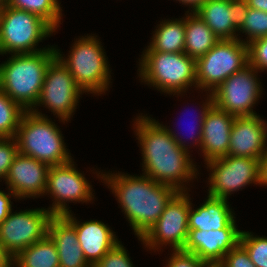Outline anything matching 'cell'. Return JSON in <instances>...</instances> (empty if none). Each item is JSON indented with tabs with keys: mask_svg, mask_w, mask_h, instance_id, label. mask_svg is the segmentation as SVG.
<instances>
[{
	"mask_svg": "<svg viewBox=\"0 0 267 267\" xmlns=\"http://www.w3.org/2000/svg\"><path fill=\"white\" fill-rule=\"evenodd\" d=\"M142 114L132 121L142 154V174L178 192L190 191L188 183H193L199 174L192 154L176 143L164 124Z\"/></svg>",
	"mask_w": 267,
	"mask_h": 267,
	"instance_id": "6da1fadb",
	"label": "cell"
},
{
	"mask_svg": "<svg viewBox=\"0 0 267 267\" xmlns=\"http://www.w3.org/2000/svg\"><path fill=\"white\" fill-rule=\"evenodd\" d=\"M94 171L116 197L137 238H141L157 222L166 205L178 193L175 188L157 183L144 174Z\"/></svg>",
	"mask_w": 267,
	"mask_h": 267,
	"instance_id": "7a4b0ae2",
	"label": "cell"
},
{
	"mask_svg": "<svg viewBox=\"0 0 267 267\" xmlns=\"http://www.w3.org/2000/svg\"><path fill=\"white\" fill-rule=\"evenodd\" d=\"M56 57L54 46L30 54H13L0 64V89L30 111L37 103L45 74Z\"/></svg>",
	"mask_w": 267,
	"mask_h": 267,
	"instance_id": "3957f363",
	"label": "cell"
},
{
	"mask_svg": "<svg viewBox=\"0 0 267 267\" xmlns=\"http://www.w3.org/2000/svg\"><path fill=\"white\" fill-rule=\"evenodd\" d=\"M140 56L138 77L147 86L177 98L196 88V60L184 52H158L147 45Z\"/></svg>",
	"mask_w": 267,
	"mask_h": 267,
	"instance_id": "277c9868",
	"label": "cell"
},
{
	"mask_svg": "<svg viewBox=\"0 0 267 267\" xmlns=\"http://www.w3.org/2000/svg\"><path fill=\"white\" fill-rule=\"evenodd\" d=\"M54 48L58 60L69 70L85 94L101 96L111 87L110 64L97 35L79 36L67 56L56 45Z\"/></svg>",
	"mask_w": 267,
	"mask_h": 267,
	"instance_id": "5b68a950",
	"label": "cell"
},
{
	"mask_svg": "<svg viewBox=\"0 0 267 267\" xmlns=\"http://www.w3.org/2000/svg\"><path fill=\"white\" fill-rule=\"evenodd\" d=\"M19 153L49 166L72 160L59 126L40 111H26L16 133Z\"/></svg>",
	"mask_w": 267,
	"mask_h": 267,
	"instance_id": "8992f818",
	"label": "cell"
},
{
	"mask_svg": "<svg viewBox=\"0 0 267 267\" xmlns=\"http://www.w3.org/2000/svg\"><path fill=\"white\" fill-rule=\"evenodd\" d=\"M54 32L38 15L6 5L0 11V55L30 54L49 49L50 46H37Z\"/></svg>",
	"mask_w": 267,
	"mask_h": 267,
	"instance_id": "52a82bcc",
	"label": "cell"
},
{
	"mask_svg": "<svg viewBox=\"0 0 267 267\" xmlns=\"http://www.w3.org/2000/svg\"><path fill=\"white\" fill-rule=\"evenodd\" d=\"M249 64L248 46L239 39L219 40L196 60V91L213 92L232 74Z\"/></svg>",
	"mask_w": 267,
	"mask_h": 267,
	"instance_id": "ba28073f",
	"label": "cell"
},
{
	"mask_svg": "<svg viewBox=\"0 0 267 267\" xmlns=\"http://www.w3.org/2000/svg\"><path fill=\"white\" fill-rule=\"evenodd\" d=\"M191 197L188 192H178L166 205L160 218L150 229L138 238L145 249L161 252L165 246L172 250H183L188 238V212Z\"/></svg>",
	"mask_w": 267,
	"mask_h": 267,
	"instance_id": "9c48e42d",
	"label": "cell"
},
{
	"mask_svg": "<svg viewBox=\"0 0 267 267\" xmlns=\"http://www.w3.org/2000/svg\"><path fill=\"white\" fill-rule=\"evenodd\" d=\"M84 92L77 86L69 70L55 57L48 65L39 99L30 111L46 107L65 124L75 114L80 95Z\"/></svg>",
	"mask_w": 267,
	"mask_h": 267,
	"instance_id": "30bf717a",
	"label": "cell"
},
{
	"mask_svg": "<svg viewBox=\"0 0 267 267\" xmlns=\"http://www.w3.org/2000/svg\"><path fill=\"white\" fill-rule=\"evenodd\" d=\"M260 159L226 155L205 163L210 172L208 196L227 199L247 185L259 184Z\"/></svg>",
	"mask_w": 267,
	"mask_h": 267,
	"instance_id": "8fae6325",
	"label": "cell"
},
{
	"mask_svg": "<svg viewBox=\"0 0 267 267\" xmlns=\"http://www.w3.org/2000/svg\"><path fill=\"white\" fill-rule=\"evenodd\" d=\"M73 160L49 168L44 195L53 198L52 205L47 208L52 215L70 213L72 210L69 209V203L88 204L95 199L93 185L84 173L78 171Z\"/></svg>",
	"mask_w": 267,
	"mask_h": 267,
	"instance_id": "7c38bea8",
	"label": "cell"
},
{
	"mask_svg": "<svg viewBox=\"0 0 267 267\" xmlns=\"http://www.w3.org/2000/svg\"><path fill=\"white\" fill-rule=\"evenodd\" d=\"M257 77L250 64L232 74L212 92L214 105L233 116L256 115L253 109L264 89Z\"/></svg>",
	"mask_w": 267,
	"mask_h": 267,
	"instance_id": "4fadbf2b",
	"label": "cell"
},
{
	"mask_svg": "<svg viewBox=\"0 0 267 267\" xmlns=\"http://www.w3.org/2000/svg\"><path fill=\"white\" fill-rule=\"evenodd\" d=\"M52 216L47 208L42 207L10 212L0 224V240L11 258L48 234Z\"/></svg>",
	"mask_w": 267,
	"mask_h": 267,
	"instance_id": "5bb4252c",
	"label": "cell"
},
{
	"mask_svg": "<svg viewBox=\"0 0 267 267\" xmlns=\"http://www.w3.org/2000/svg\"><path fill=\"white\" fill-rule=\"evenodd\" d=\"M236 217L225 227L218 230L189 229L183 250L194 253L208 266H217L225 254L240 243L242 230H238Z\"/></svg>",
	"mask_w": 267,
	"mask_h": 267,
	"instance_id": "9a60e30c",
	"label": "cell"
},
{
	"mask_svg": "<svg viewBox=\"0 0 267 267\" xmlns=\"http://www.w3.org/2000/svg\"><path fill=\"white\" fill-rule=\"evenodd\" d=\"M49 168L31 156L18 153L4 179L7 190L18 200L44 196Z\"/></svg>",
	"mask_w": 267,
	"mask_h": 267,
	"instance_id": "2e32d148",
	"label": "cell"
},
{
	"mask_svg": "<svg viewBox=\"0 0 267 267\" xmlns=\"http://www.w3.org/2000/svg\"><path fill=\"white\" fill-rule=\"evenodd\" d=\"M267 152V121L260 115L235 116L228 155L261 159Z\"/></svg>",
	"mask_w": 267,
	"mask_h": 267,
	"instance_id": "e0dca14e",
	"label": "cell"
},
{
	"mask_svg": "<svg viewBox=\"0 0 267 267\" xmlns=\"http://www.w3.org/2000/svg\"><path fill=\"white\" fill-rule=\"evenodd\" d=\"M70 213L64 216L74 225L78 243L83 251L86 261L94 266L109 250L120 240L107 224L98 220L81 222Z\"/></svg>",
	"mask_w": 267,
	"mask_h": 267,
	"instance_id": "ac0fdd59",
	"label": "cell"
},
{
	"mask_svg": "<svg viewBox=\"0 0 267 267\" xmlns=\"http://www.w3.org/2000/svg\"><path fill=\"white\" fill-rule=\"evenodd\" d=\"M235 116L213 105L206 114L202 126L200 153L204 163L228 155L230 131Z\"/></svg>",
	"mask_w": 267,
	"mask_h": 267,
	"instance_id": "d6986e66",
	"label": "cell"
},
{
	"mask_svg": "<svg viewBox=\"0 0 267 267\" xmlns=\"http://www.w3.org/2000/svg\"><path fill=\"white\" fill-rule=\"evenodd\" d=\"M48 235L57 247L60 267H92L84 257L74 225L64 215L51 217Z\"/></svg>",
	"mask_w": 267,
	"mask_h": 267,
	"instance_id": "ffe728a7",
	"label": "cell"
},
{
	"mask_svg": "<svg viewBox=\"0 0 267 267\" xmlns=\"http://www.w3.org/2000/svg\"><path fill=\"white\" fill-rule=\"evenodd\" d=\"M227 199L207 195L204 203L196 209L191 202L188 212V229L218 230L225 228L234 218L235 213Z\"/></svg>",
	"mask_w": 267,
	"mask_h": 267,
	"instance_id": "44dd1931",
	"label": "cell"
},
{
	"mask_svg": "<svg viewBox=\"0 0 267 267\" xmlns=\"http://www.w3.org/2000/svg\"><path fill=\"white\" fill-rule=\"evenodd\" d=\"M194 13L219 40L238 39V28L232 23L231 0H207Z\"/></svg>",
	"mask_w": 267,
	"mask_h": 267,
	"instance_id": "7402d4cb",
	"label": "cell"
},
{
	"mask_svg": "<svg viewBox=\"0 0 267 267\" xmlns=\"http://www.w3.org/2000/svg\"><path fill=\"white\" fill-rule=\"evenodd\" d=\"M218 37L194 12L185 13L184 53L197 60L206 54L217 42Z\"/></svg>",
	"mask_w": 267,
	"mask_h": 267,
	"instance_id": "603a6c76",
	"label": "cell"
},
{
	"mask_svg": "<svg viewBox=\"0 0 267 267\" xmlns=\"http://www.w3.org/2000/svg\"><path fill=\"white\" fill-rule=\"evenodd\" d=\"M149 47L153 51L166 53L184 52L185 16L176 19H164L156 25Z\"/></svg>",
	"mask_w": 267,
	"mask_h": 267,
	"instance_id": "cb8c5ba5",
	"label": "cell"
},
{
	"mask_svg": "<svg viewBox=\"0 0 267 267\" xmlns=\"http://www.w3.org/2000/svg\"><path fill=\"white\" fill-rule=\"evenodd\" d=\"M13 267H60L57 247L47 234L12 258Z\"/></svg>",
	"mask_w": 267,
	"mask_h": 267,
	"instance_id": "d4e9b609",
	"label": "cell"
},
{
	"mask_svg": "<svg viewBox=\"0 0 267 267\" xmlns=\"http://www.w3.org/2000/svg\"><path fill=\"white\" fill-rule=\"evenodd\" d=\"M61 2L56 0H7V5L33 13L45 20L55 31L62 19Z\"/></svg>",
	"mask_w": 267,
	"mask_h": 267,
	"instance_id": "484cf974",
	"label": "cell"
},
{
	"mask_svg": "<svg viewBox=\"0 0 267 267\" xmlns=\"http://www.w3.org/2000/svg\"><path fill=\"white\" fill-rule=\"evenodd\" d=\"M26 110L0 89V138L16 136Z\"/></svg>",
	"mask_w": 267,
	"mask_h": 267,
	"instance_id": "4316f807",
	"label": "cell"
},
{
	"mask_svg": "<svg viewBox=\"0 0 267 267\" xmlns=\"http://www.w3.org/2000/svg\"><path fill=\"white\" fill-rule=\"evenodd\" d=\"M206 95L207 96H206L205 102L202 101L201 103H203V104H201L199 106V110L200 111L197 110L199 112L198 113L199 116L196 115V118H198V119L195 118L196 124L194 123L195 125L193 124L194 126L193 125L191 126V131L190 132H192V134L190 135V139L189 140L190 141L192 140V141L190 142V145H188L189 142H187L186 140H184L185 138H182L183 135L180 136L181 134L180 135H179V133L177 134L176 133V130L173 131V129L170 128V125L169 126H167V125L164 126L167 129V131L170 133V135L173 137V139L176 141V143L181 148H183L184 150H186L189 153L191 152L190 151V148L192 147V145L194 147L195 146L198 147L197 149L200 150L201 139H202V126H203V122H204V119L206 117L207 112L214 105L212 93L206 91ZM194 130H196V132Z\"/></svg>",
	"mask_w": 267,
	"mask_h": 267,
	"instance_id": "83f0119b",
	"label": "cell"
},
{
	"mask_svg": "<svg viewBox=\"0 0 267 267\" xmlns=\"http://www.w3.org/2000/svg\"><path fill=\"white\" fill-rule=\"evenodd\" d=\"M246 35L245 39L240 38V34ZM267 36V12L249 8L245 21L238 29V39L245 44L253 40Z\"/></svg>",
	"mask_w": 267,
	"mask_h": 267,
	"instance_id": "f1b7e54d",
	"label": "cell"
},
{
	"mask_svg": "<svg viewBox=\"0 0 267 267\" xmlns=\"http://www.w3.org/2000/svg\"><path fill=\"white\" fill-rule=\"evenodd\" d=\"M240 244L246 249L256 267H267V237L249 231L241 232Z\"/></svg>",
	"mask_w": 267,
	"mask_h": 267,
	"instance_id": "f546056e",
	"label": "cell"
},
{
	"mask_svg": "<svg viewBox=\"0 0 267 267\" xmlns=\"http://www.w3.org/2000/svg\"><path fill=\"white\" fill-rule=\"evenodd\" d=\"M127 251L119 241L92 267H134Z\"/></svg>",
	"mask_w": 267,
	"mask_h": 267,
	"instance_id": "4dcf8cb0",
	"label": "cell"
},
{
	"mask_svg": "<svg viewBox=\"0 0 267 267\" xmlns=\"http://www.w3.org/2000/svg\"><path fill=\"white\" fill-rule=\"evenodd\" d=\"M249 64L259 73L267 71V36L247 44Z\"/></svg>",
	"mask_w": 267,
	"mask_h": 267,
	"instance_id": "1f68e13d",
	"label": "cell"
},
{
	"mask_svg": "<svg viewBox=\"0 0 267 267\" xmlns=\"http://www.w3.org/2000/svg\"><path fill=\"white\" fill-rule=\"evenodd\" d=\"M19 153L16 138H0V181L8 174L10 166ZM2 179V180H1Z\"/></svg>",
	"mask_w": 267,
	"mask_h": 267,
	"instance_id": "d6a6232c",
	"label": "cell"
},
{
	"mask_svg": "<svg viewBox=\"0 0 267 267\" xmlns=\"http://www.w3.org/2000/svg\"><path fill=\"white\" fill-rule=\"evenodd\" d=\"M216 267H256L246 249L239 243L225 254Z\"/></svg>",
	"mask_w": 267,
	"mask_h": 267,
	"instance_id": "836d02e7",
	"label": "cell"
},
{
	"mask_svg": "<svg viewBox=\"0 0 267 267\" xmlns=\"http://www.w3.org/2000/svg\"><path fill=\"white\" fill-rule=\"evenodd\" d=\"M171 252L169 259L166 260V267H209L194 253L184 250H171Z\"/></svg>",
	"mask_w": 267,
	"mask_h": 267,
	"instance_id": "e575fe53",
	"label": "cell"
},
{
	"mask_svg": "<svg viewBox=\"0 0 267 267\" xmlns=\"http://www.w3.org/2000/svg\"><path fill=\"white\" fill-rule=\"evenodd\" d=\"M249 7L246 0H231V11L233 12L232 23L239 29L245 18Z\"/></svg>",
	"mask_w": 267,
	"mask_h": 267,
	"instance_id": "d590c367",
	"label": "cell"
},
{
	"mask_svg": "<svg viewBox=\"0 0 267 267\" xmlns=\"http://www.w3.org/2000/svg\"><path fill=\"white\" fill-rule=\"evenodd\" d=\"M14 197L16 200V196L12 191H5L0 190V224L8 217L10 212L13 210L11 199Z\"/></svg>",
	"mask_w": 267,
	"mask_h": 267,
	"instance_id": "8d00e7d4",
	"label": "cell"
},
{
	"mask_svg": "<svg viewBox=\"0 0 267 267\" xmlns=\"http://www.w3.org/2000/svg\"><path fill=\"white\" fill-rule=\"evenodd\" d=\"M267 187V152L259 162V184Z\"/></svg>",
	"mask_w": 267,
	"mask_h": 267,
	"instance_id": "74e56055",
	"label": "cell"
},
{
	"mask_svg": "<svg viewBox=\"0 0 267 267\" xmlns=\"http://www.w3.org/2000/svg\"><path fill=\"white\" fill-rule=\"evenodd\" d=\"M0 267H13L12 266V258L5 251L1 240H0Z\"/></svg>",
	"mask_w": 267,
	"mask_h": 267,
	"instance_id": "f35d334b",
	"label": "cell"
},
{
	"mask_svg": "<svg viewBox=\"0 0 267 267\" xmlns=\"http://www.w3.org/2000/svg\"><path fill=\"white\" fill-rule=\"evenodd\" d=\"M178 1L180 4L185 5L186 7L189 6V12H194L199 6H201L207 0H175Z\"/></svg>",
	"mask_w": 267,
	"mask_h": 267,
	"instance_id": "ab89813d",
	"label": "cell"
},
{
	"mask_svg": "<svg viewBox=\"0 0 267 267\" xmlns=\"http://www.w3.org/2000/svg\"><path fill=\"white\" fill-rule=\"evenodd\" d=\"M248 7L267 12V0H246Z\"/></svg>",
	"mask_w": 267,
	"mask_h": 267,
	"instance_id": "60d3db41",
	"label": "cell"
},
{
	"mask_svg": "<svg viewBox=\"0 0 267 267\" xmlns=\"http://www.w3.org/2000/svg\"><path fill=\"white\" fill-rule=\"evenodd\" d=\"M7 5V0H0V11Z\"/></svg>",
	"mask_w": 267,
	"mask_h": 267,
	"instance_id": "b9f144b4",
	"label": "cell"
}]
</instances>
